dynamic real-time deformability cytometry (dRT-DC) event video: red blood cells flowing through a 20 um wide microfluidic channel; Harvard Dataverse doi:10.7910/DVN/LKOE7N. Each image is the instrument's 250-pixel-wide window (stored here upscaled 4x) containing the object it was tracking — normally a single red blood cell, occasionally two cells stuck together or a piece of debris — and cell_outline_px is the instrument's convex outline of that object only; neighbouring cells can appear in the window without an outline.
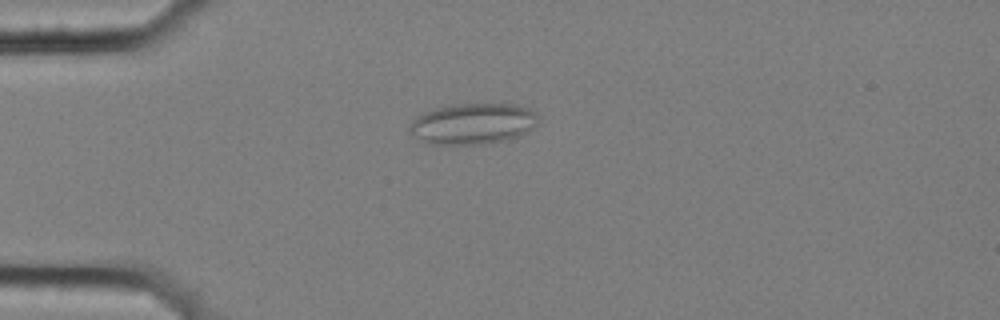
{"species": "common noctule bat (a hibernating species)", "species_latin": "Nyctalus noctula", "temperature_condition": "cold", "stored_images_in_passage": 7, "camera_frame_rate_fps": 3000, "um_per_image_px": 0.085, "animal": {"sex": "female", "body_mass_g": 25.1}, "frame": {"image": 1, "passage_image": 5, "time_ms": 1.333, "image_size_px": [1000, 320], "cell_outline_px": [[540, 120], [528, 132], [520, 136], [508, 140], [484, 144], [428, 144], [412, 136], [408, 128], [408, 124], [416, 116], [424, 112], [436, 108], [452, 104], [516, 104], [528, 108], [536, 112], [540, 116]], "centroid_in_image_um": [40.2, 10.52], "position_along_channel_um": 44.8, "area_um2": 31.27}}